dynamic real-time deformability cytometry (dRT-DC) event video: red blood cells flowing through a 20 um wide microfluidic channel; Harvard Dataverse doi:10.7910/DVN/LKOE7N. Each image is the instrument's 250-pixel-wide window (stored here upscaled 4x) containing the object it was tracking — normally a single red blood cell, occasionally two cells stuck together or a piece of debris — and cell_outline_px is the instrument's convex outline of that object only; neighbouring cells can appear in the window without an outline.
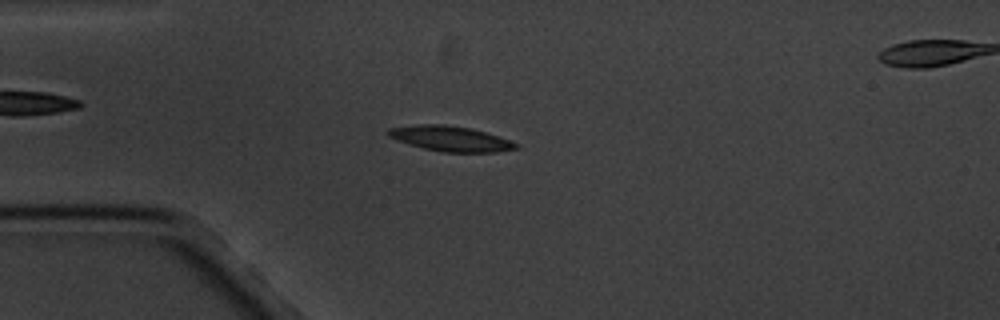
{"species": "common noctule bat (a hibernating species)", "species_latin": "Nyctalus noctula", "temperature_condition": "cold", "stored_images_in_passage": 5, "segment_of_instrument_passage": [1, 2], "camera_frame_rate_fps": 3000, "um_per_image_px": 0.085, "animal": {"sex": "male", "body_mass_g": 20.1, "forearm_length_mm": 53.5}, "frame": {"image": 1, "passage_image": 4, "time_ms": 3.667, "image_size_px": [1000, 320], "cell_outline_px": [[520, 148], [496, 152], [444, 152], [424, 148], [408, 144], [396, 140], [388, 136], [388, 128], [416, 124], [444, 124], [472, 128], [500, 136], [512, 140], [520, 144]], "centroid_in_image_um": [38.34, 11.78], "position_along_channel_um": 46.7, "area_um2": 19.02}}